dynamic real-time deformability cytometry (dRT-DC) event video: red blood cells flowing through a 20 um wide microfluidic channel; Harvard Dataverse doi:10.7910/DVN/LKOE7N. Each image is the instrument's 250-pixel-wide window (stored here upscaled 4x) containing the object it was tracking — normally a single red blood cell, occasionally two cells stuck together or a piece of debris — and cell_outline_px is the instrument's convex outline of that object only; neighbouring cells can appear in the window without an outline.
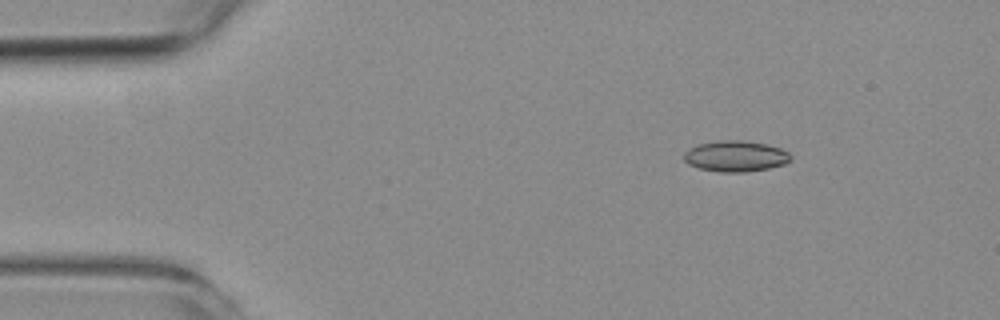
{"species": "common noctule bat (a hibernating species)", "species_latin": "Nyctalus noctula", "temperature_condition": "room temperature", "stored_images_in_passage": 48, "camera_frame_rate_fps": 3000, "um_per_image_px": 0.085, "animal": {"sex": "female", "body_mass_g": 19.3, "forearm_length_mm": 54.1}, "frame": {"image": 1, "passage_image": 1, "time_ms": 0.0, "image_size_px": [1000, 320], "cell_outline_px": [[792, 160], [784, 164], [768, 168], [744, 172], [720, 172], [700, 168], [688, 164], [684, 160], [684, 152], [688, 148], [700, 144], [720, 140], [744, 140], [768, 144], [780, 148], [788, 152], [792, 156]], "centroid_in_image_um": [62.54, 13.27], "position_along_channel_um": 22.5, "area_um2": 19.31}}
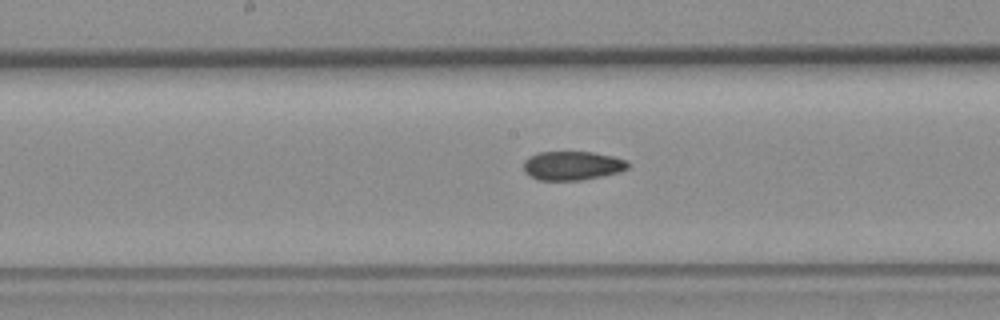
{"frame": {"image": 2, "passage_image": 21, "time_ms": 6.667, "image_size_px": [1000, 320], "cell_outline_px": [[628, 168], [620, 172], [580, 180], [536, 180], [528, 176], [524, 172], [524, 160], [528, 156], [540, 152], [592, 152], [612, 156], [628, 160]], "centroid_in_image_um": [48.61, 14.08], "position_along_channel_um": 199.6, "area_um2": 17.69}}
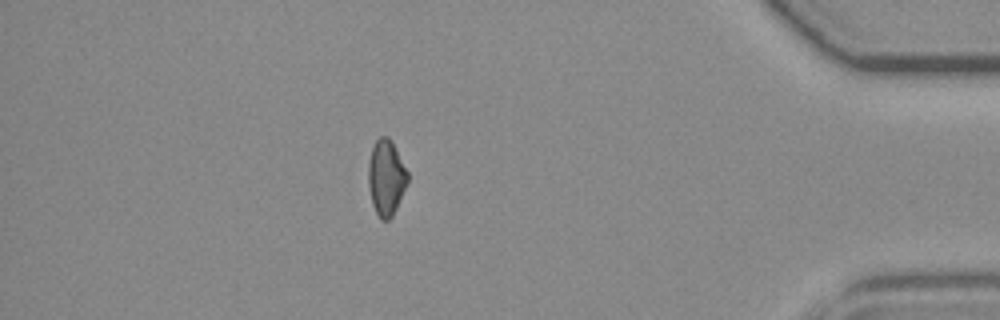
{"frame": {"image": 3, "passage_image": 41, "time_ms": 13.333, "image_size_px": [1000, 320], "cell_outline_px": [[408, 180], [396, 208], [392, 216], [388, 220], [380, 220], [372, 204], [368, 184], [368, 160], [372, 148], [376, 140], [380, 136], [388, 136], [392, 140], [408, 172]], "centroid_in_image_um": [32.81, 15.07], "position_along_channel_um": 402.4, "area_um2": 17.34}}